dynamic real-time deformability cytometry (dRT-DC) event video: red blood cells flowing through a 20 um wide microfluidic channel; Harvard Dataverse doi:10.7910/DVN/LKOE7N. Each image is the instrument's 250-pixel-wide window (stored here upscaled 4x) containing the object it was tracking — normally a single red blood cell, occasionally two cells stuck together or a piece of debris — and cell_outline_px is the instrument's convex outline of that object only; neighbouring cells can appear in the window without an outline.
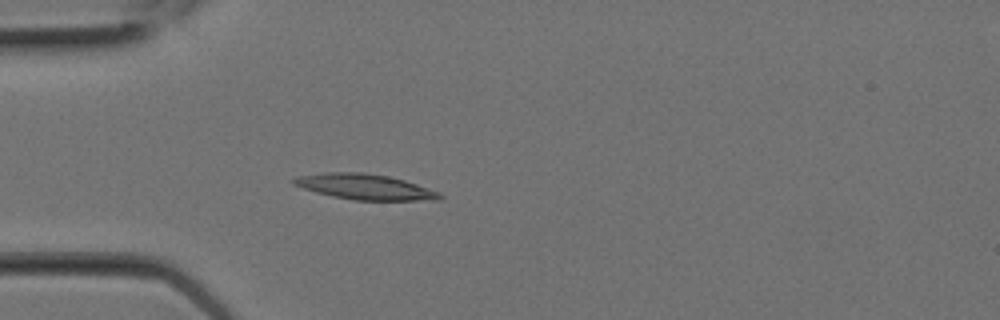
{"species": "Egyptian fruit bat (a non-hibernating species)", "species_latin": "Rousettus aegyptiacus", "temperature_condition": "room temperature", "stored_images_in_passage": 2, "camera_frame_rate_fps": 3000, "um_per_image_px": 0.085, "animal": {"sex": "female"}, "frame": {"image": 1, "passage_image": 2, "time_ms": 0.333, "image_size_px": [1000, 320], "cell_outline_px": [[444, 196], [440, 200], [352, 200], [332, 196], [316, 192], [292, 184], [292, 180], [296, 176], [324, 172], [364, 172], [388, 176], [404, 180], [440, 192]], "centroid_in_image_um": [31.01, 15.88], "position_along_channel_um": 54.0, "area_um2": 21.73}}